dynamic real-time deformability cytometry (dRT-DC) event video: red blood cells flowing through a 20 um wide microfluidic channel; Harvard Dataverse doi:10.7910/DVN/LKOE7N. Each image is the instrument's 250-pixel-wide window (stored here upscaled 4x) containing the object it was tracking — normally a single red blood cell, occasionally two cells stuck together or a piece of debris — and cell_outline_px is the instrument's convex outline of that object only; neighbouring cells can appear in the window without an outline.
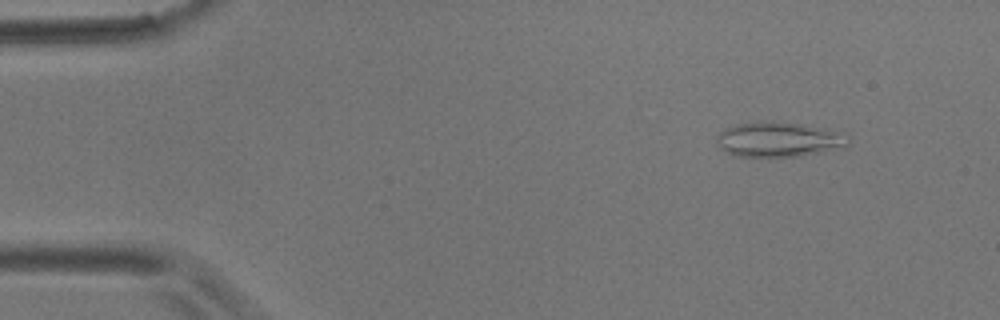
{"species": "common noctule bat (a hibernating species)", "species_latin": "Nyctalus noctula", "temperature_condition": "room temperature", "stored_images_in_passage": 5, "camera_frame_rate_fps": 3000, "um_per_image_px": 0.085, "animal": {"sex": "male", "body_mass_g": 17.9}, "frame": {"image": 1, "passage_image": 2, "time_ms": 1.333, "image_size_px": [1000, 320], "cell_outline_px": [[848, 144], [844, 148], [796, 156], [732, 156], [720, 148], [716, 140], [716, 136], [724, 128], [736, 124], [768, 120], [772, 120], [804, 124], [828, 128], [848, 132]], "centroid_in_image_um": [66.23, 11.83], "position_along_channel_um": 18.8, "area_um2": 27.34}}